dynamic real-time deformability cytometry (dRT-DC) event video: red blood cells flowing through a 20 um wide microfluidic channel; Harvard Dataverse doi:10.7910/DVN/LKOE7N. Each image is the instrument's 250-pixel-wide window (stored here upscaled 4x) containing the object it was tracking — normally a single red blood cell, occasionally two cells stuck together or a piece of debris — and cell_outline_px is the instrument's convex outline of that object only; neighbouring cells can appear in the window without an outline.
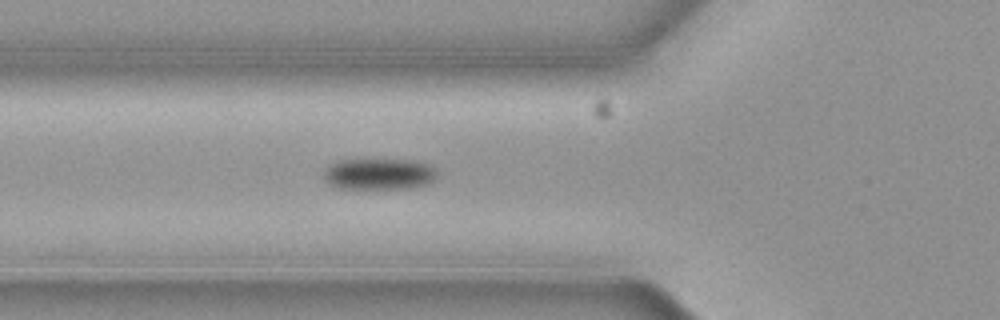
{"species": "common noctule bat (a hibernating species)", "species_latin": "Nyctalus noctula", "temperature_condition": "cold", "stored_images_in_passage": 2, "camera_frame_rate_fps": 3000, "um_per_image_px": 0.085, "animal": {"sex": "female", "body_mass_g": 19.3, "forearm_length_mm": 54.1}, "frame": {"image": 1, "passage_image": 2, "time_ms": 0.333, "image_size_px": [1000, 320], "cell_outline_px": [[436, 180], [428, 184], [412, 188], [336, 188], [328, 184], [324, 180], [324, 172], [328, 164], [340, 160], [412, 160], [428, 164], [436, 168]], "centroid_in_image_um": [32.22, 14.79], "position_along_channel_um": 93.6, "area_um2": 20.81}}